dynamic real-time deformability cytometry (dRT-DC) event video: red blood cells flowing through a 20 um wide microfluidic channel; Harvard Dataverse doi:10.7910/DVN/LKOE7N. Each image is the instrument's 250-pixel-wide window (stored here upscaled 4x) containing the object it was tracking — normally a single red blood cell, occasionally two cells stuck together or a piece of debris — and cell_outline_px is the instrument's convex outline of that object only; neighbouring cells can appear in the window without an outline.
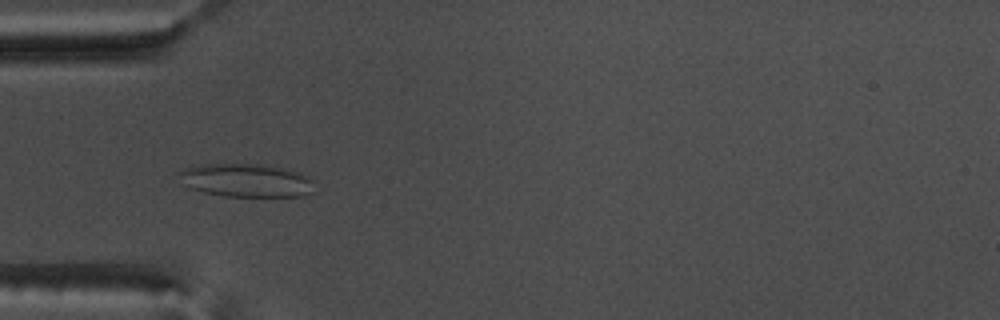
{"species": "common noctule bat (a hibernating species)", "species_latin": "Nyctalus noctula", "temperature_condition": "warm", "stored_images_in_passage": 49, "camera_frame_rate_fps": 3000, "um_per_image_px": 0.085, "animal": {"sex": "male", "body_mass_g": 17.5, "forearm_length_mm": 52.3}, "frame": {"image": 1, "passage_image": 12, "time_ms": 3.667, "image_size_px": [1000, 320], "cell_outline_px": [[312, 192], [300, 196], [224, 196], [204, 192], [188, 188], [180, 184], [180, 172], [184, 168], [200, 164], [260, 164], [284, 168], [300, 172], [308, 176], [312, 180]], "centroid_in_image_um": [20.89, 15.32], "position_along_channel_um": 64.1, "area_um2": 26.36}}
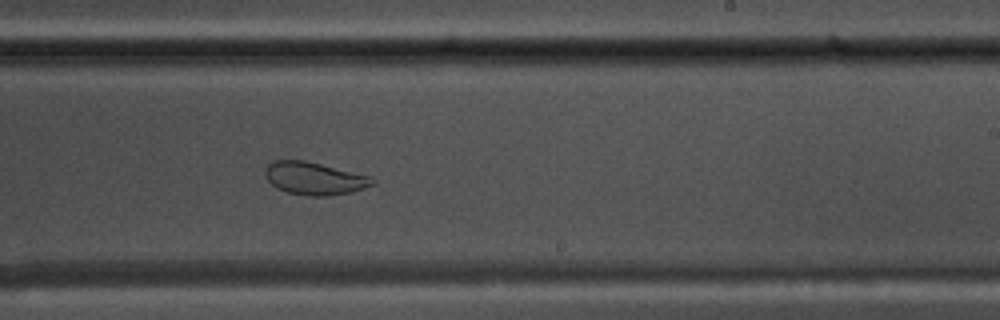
{"frame": {"image": 2, "passage_image": 28, "time_ms": 9.0, "image_size_px": [1000, 320], "cell_outline_px": [[376, 184], [364, 188], [348, 192], [324, 196], [308, 196], [288, 192], [276, 188], [264, 176], [264, 168], [272, 160], [304, 160], [368, 176], [376, 180]], "centroid_in_image_um": [26.66, 15.16], "position_along_channel_um": 262.3, "area_um2": 20.23}}
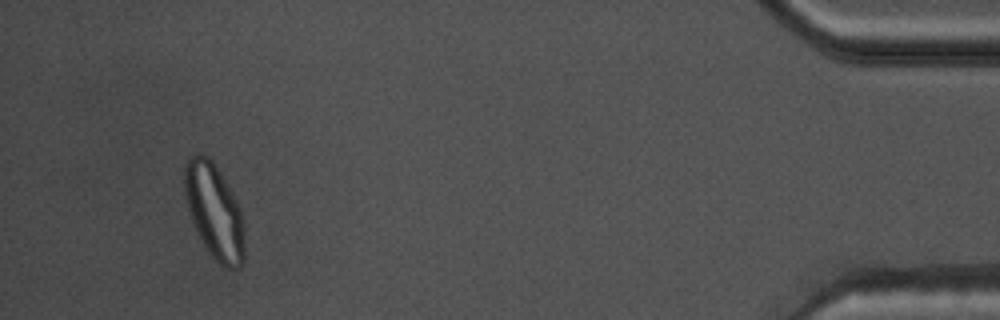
{"frame": {"image": 3, "passage_image": 46, "time_ms": 15.0, "image_size_px": [1000, 320], "cell_outline_px": [[244, 260], [236, 268], [224, 268], [208, 252], [196, 232], [184, 196], [184, 164], [188, 156], [200, 152], [208, 156], [212, 160], [228, 184], [240, 208], [244, 224]], "centroid_in_image_um": [18.2, 17.92], "position_along_channel_um": 417.0, "area_um2": 33.52}}